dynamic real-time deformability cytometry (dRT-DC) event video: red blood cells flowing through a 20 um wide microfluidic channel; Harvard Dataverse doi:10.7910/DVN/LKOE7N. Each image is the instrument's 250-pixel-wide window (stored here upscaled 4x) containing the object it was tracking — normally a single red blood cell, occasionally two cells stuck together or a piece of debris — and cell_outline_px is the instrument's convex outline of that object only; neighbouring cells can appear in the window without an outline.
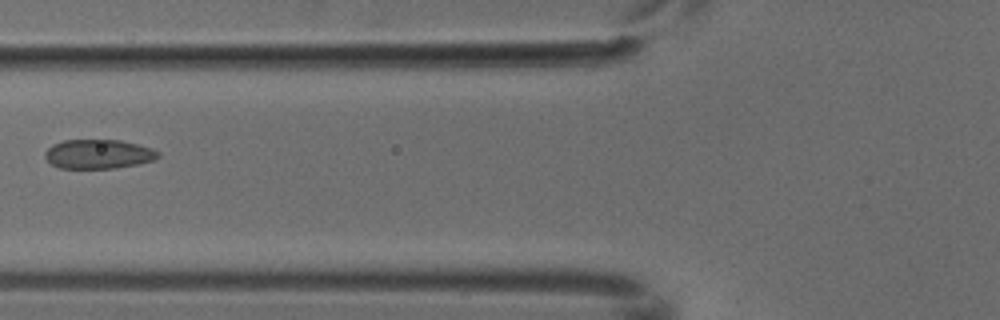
{"species": "common noctule bat (a hibernating species)", "species_latin": "Nyctalus noctula", "temperature_condition": "cold", "stored_images_in_passage": 3, "camera_frame_rate_fps": 3000, "um_per_image_px": 0.085, "animal": {"sex": "male", "body_mass_g": 18.8}, "frame": {"image": 1, "passage_image": 2, "time_ms": 0.333, "image_size_px": [1000, 320], "cell_outline_px": [[160, 156], [156, 160], [140, 164], [116, 168], [60, 168], [52, 164], [44, 156], [44, 152], [52, 144], [64, 140], [120, 140], [152, 148], [160, 152]], "centroid_in_image_um": [8.39, 13.1], "position_along_channel_um": 117.4, "area_um2": 19.42}}
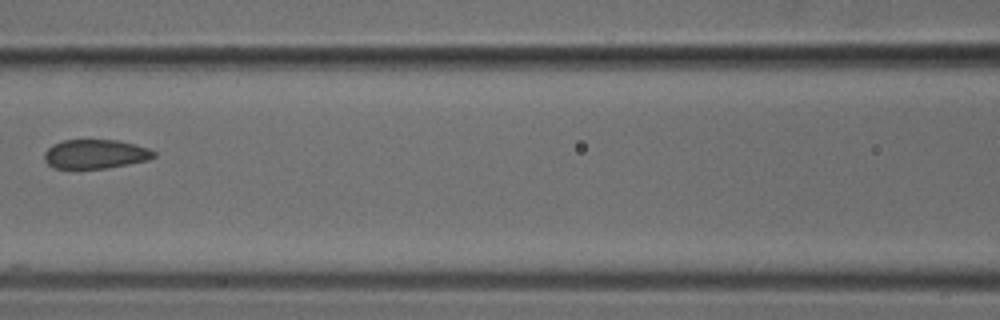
{"frame": {"image": 2, "passage_image": 3, "time_ms": 0.667, "image_size_px": [1000, 320], "cell_outline_px": [[156, 156], [148, 160], [108, 168], [56, 168], [48, 164], [44, 160], [44, 152], [52, 144], [64, 140], [116, 140], [136, 144], [148, 148], [156, 152]], "centroid_in_image_um": [8.12, 13.09], "position_along_channel_um": 158.5, "area_um2": 18.61}}